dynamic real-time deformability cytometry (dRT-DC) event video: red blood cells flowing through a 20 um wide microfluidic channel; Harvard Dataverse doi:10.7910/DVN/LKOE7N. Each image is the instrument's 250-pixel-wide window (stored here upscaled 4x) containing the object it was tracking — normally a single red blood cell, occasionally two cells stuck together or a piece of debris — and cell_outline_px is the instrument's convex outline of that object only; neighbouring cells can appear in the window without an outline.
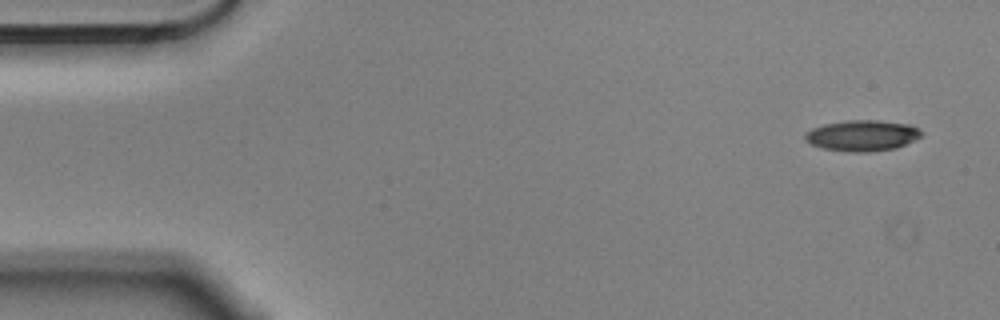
{"species": "Egyptian fruit bat (a non-hibernating species)", "species_latin": "Rousettus aegyptiacus", "temperature_condition": "cold", "stored_images_in_passage": 6, "camera_frame_rate_fps": 3000, "um_per_image_px": 0.085, "animal": {"sex": "male"}, "frame": {"image": 1, "passage_image": 1, "time_ms": 0.0, "image_size_px": [1000, 320], "cell_outline_px": [[920, 136], [896, 148], [868, 152], [848, 152], [824, 148], [812, 144], [804, 140], [804, 136], [812, 128], [824, 124], [848, 120], [880, 120], [908, 124], [916, 128], [920, 132]], "centroid_in_image_um": [73.25, 11.52], "position_along_channel_um": 11.8, "area_um2": 20.63}}
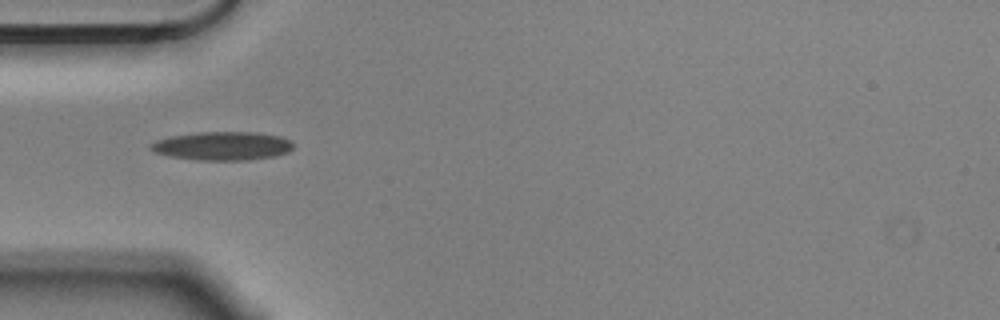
{"frame": {"image": 2, "passage_image": 5, "time_ms": 1.333, "image_size_px": [1000, 320], "cell_outline_px": [[292, 148], [288, 152], [276, 156], [244, 160], [200, 160], [172, 156], [156, 152], [148, 148], [156, 140], [172, 136], [200, 132], [256, 132], [280, 136], [292, 140]], "centroid_in_image_um": [18.96, 12.4], "position_along_channel_um": 66.0, "area_um2": 23.52}}
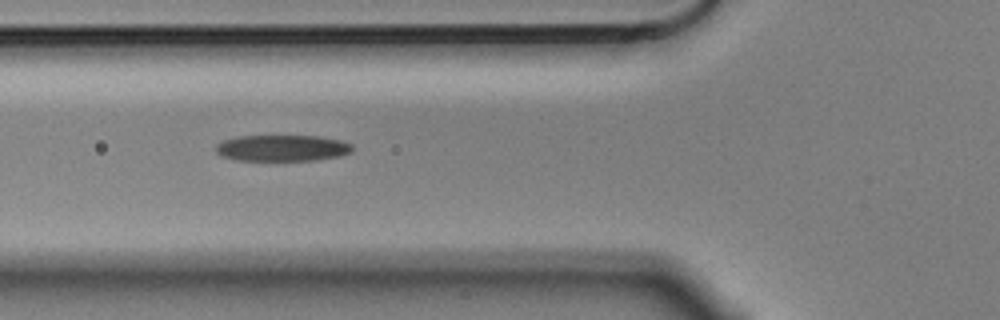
{"frame": {"image": 3, "passage_image": 6, "time_ms": 1.667, "image_size_px": [1000, 320], "cell_outline_px": [[352, 152], [340, 156], [316, 160], [236, 160], [224, 156], [216, 152], [216, 144], [224, 140], [236, 136], [316, 136], [340, 140], [352, 144]], "centroid_in_image_um": [24.0, 12.58], "position_along_channel_um": 101.8, "area_um2": 20.81}}